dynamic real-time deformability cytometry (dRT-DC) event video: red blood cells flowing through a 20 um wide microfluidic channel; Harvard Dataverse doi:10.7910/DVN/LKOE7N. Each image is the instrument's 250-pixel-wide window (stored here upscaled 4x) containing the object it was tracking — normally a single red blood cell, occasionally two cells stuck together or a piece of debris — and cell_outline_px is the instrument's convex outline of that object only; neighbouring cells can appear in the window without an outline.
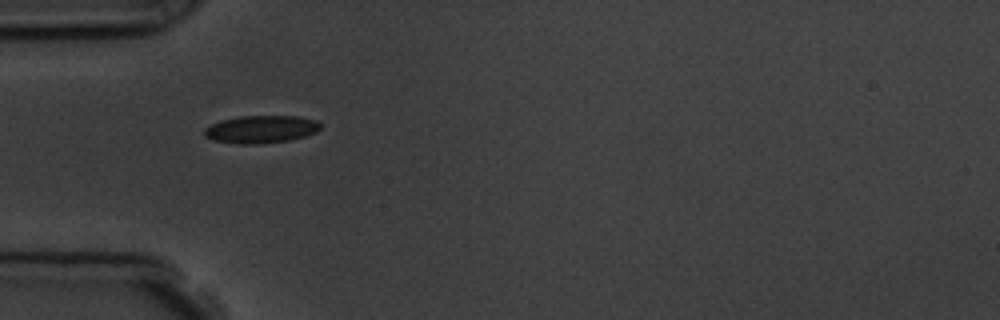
{"species": "common noctule bat (a hibernating species)", "species_latin": "Nyctalus noctula", "temperature_condition": "room temperature", "stored_images_in_passage": 6, "camera_frame_rate_fps": 3000, "um_per_image_px": 0.085, "animal": {"sex": "male", "body_mass_g": 19.5, "forearm_length_mm": 54.6}, "frame": {"image": 1, "passage_image": 5, "time_ms": 4.667, "image_size_px": [1000, 320], "cell_outline_px": [[320, 128], [316, 132], [304, 136], [288, 140], [260, 144], [236, 144], [212, 140], [204, 136], [204, 128], [220, 120], [240, 116], [296, 116], [316, 120], [320, 124]], "centroid_in_image_um": [22.14, 10.99], "position_along_channel_um": 62.9, "area_um2": 18.73}}